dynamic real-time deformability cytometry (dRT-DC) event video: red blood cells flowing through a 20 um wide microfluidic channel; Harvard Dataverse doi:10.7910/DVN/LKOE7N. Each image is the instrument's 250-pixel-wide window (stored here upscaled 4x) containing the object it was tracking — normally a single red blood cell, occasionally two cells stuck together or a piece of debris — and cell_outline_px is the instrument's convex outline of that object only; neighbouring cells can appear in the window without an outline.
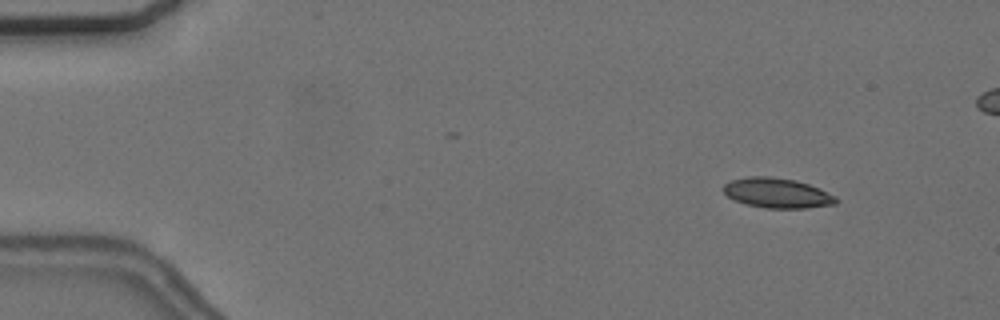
{"species": "common noctule bat (a hibernating species)", "species_latin": "Nyctalus noctula", "temperature_condition": "cold", "stored_images_in_passage": 13, "camera_frame_rate_fps": 3000, "um_per_image_px": 0.085, "animal": {"sex": "female", "body_mass_g": 24.6, "forearm_length_mm": 56.2}, "frame": {"image": 1, "passage_image": 2, "time_ms": 0.333, "image_size_px": [1000, 320], "cell_outline_px": [[840, 200], [836, 204], [808, 208], [764, 208], [744, 204], [732, 200], [724, 192], [724, 184], [732, 180], [752, 176], [772, 176], [796, 180], [808, 184], [836, 196]], "centroid_in_image_um": [66.07, 16.41], "position_along_channel_um": 18.9, "area_um2": 19.77}}